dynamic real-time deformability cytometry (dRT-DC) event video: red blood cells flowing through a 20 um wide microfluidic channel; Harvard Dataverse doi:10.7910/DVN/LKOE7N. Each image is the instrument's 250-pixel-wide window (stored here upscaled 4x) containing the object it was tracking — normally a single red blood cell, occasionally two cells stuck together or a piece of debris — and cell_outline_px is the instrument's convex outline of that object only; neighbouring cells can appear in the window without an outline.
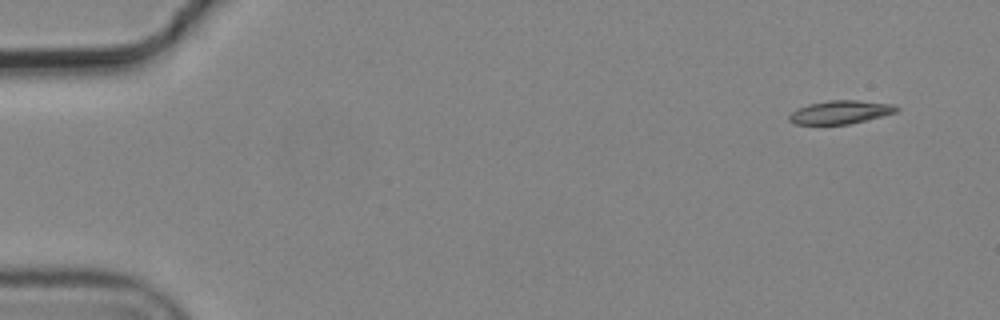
{"species": "common noctule bat (a hibernating species)", "species_latin": "Nyctalus noctula", "temperature_condition": "cold", "stored_images_in_passage": 7, "camera_frame_rate_fps": 3000, "um_per_image_px": 0.085, "animal": {"sex": "male", "body_mass_g": 19.2, "forearm_length_mm": 51.8}, "frame": {"image": 1, "passage_image": 1, "time_ms": 0.0, "image_size_px": [1000, 320], "cell_outline_px": [[900, 108], [896, 112], [848, 124], [796, 124], [788, 120], [788, 116], [796, 108], [808, 104], [828, 100], [856, 100], [892, 104]], "centroid_in_image_um": [71.38, 9.52], "position_along_channel_um": 13.6, "area_um2": 14.45}}
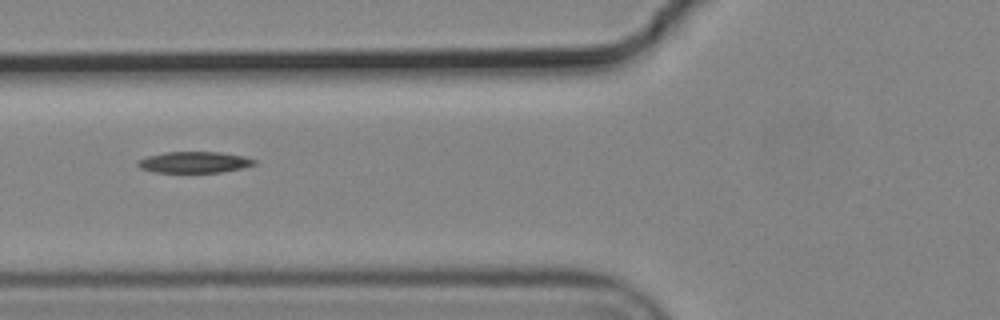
{"frame": {"image": 2, "passage_image": 6, "time_ms": 1.667, "image_size_px": [1000, 320], "cell_outline_px": [[256, 164], [244, 168], [224, 172], [152, 172], [140, 168], [136, 164], [136, 160], [148, 156], [164, 152], [220, 152], [244, 156], [256, 160]], "centroid_in_image_um": [16.51, 13.79], "position_along_channel_um": 109.3, "area_um2": 14.57}}
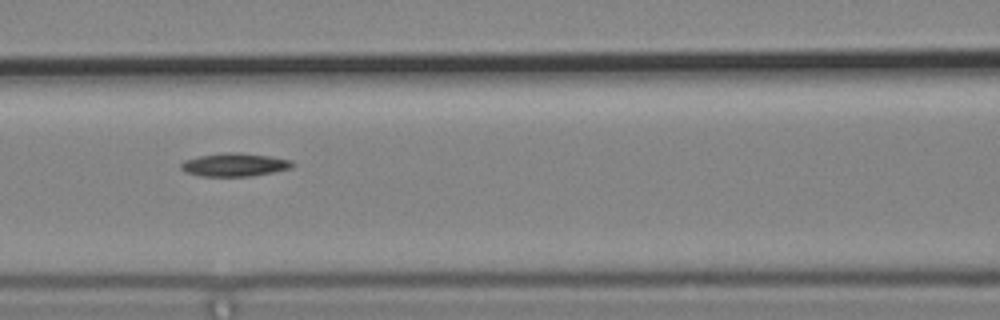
{"frame": {"image": 3, "passage_image": 7, "time_ms": 2.0, "image_size_px": [1000, 320], "cell_outline_px": [[296, 164], [292, 168], [252, 176], [200, 176], [188, 172], [180, 168], [180, 164], [184, 160], [200, 156], [224, 152], [240, 152], [268, 156], [292, 160]], "centroid_in_image_um": [19.97, 13.99], "position_along_channel_um": 146.6, "area_um2": 15.09}}